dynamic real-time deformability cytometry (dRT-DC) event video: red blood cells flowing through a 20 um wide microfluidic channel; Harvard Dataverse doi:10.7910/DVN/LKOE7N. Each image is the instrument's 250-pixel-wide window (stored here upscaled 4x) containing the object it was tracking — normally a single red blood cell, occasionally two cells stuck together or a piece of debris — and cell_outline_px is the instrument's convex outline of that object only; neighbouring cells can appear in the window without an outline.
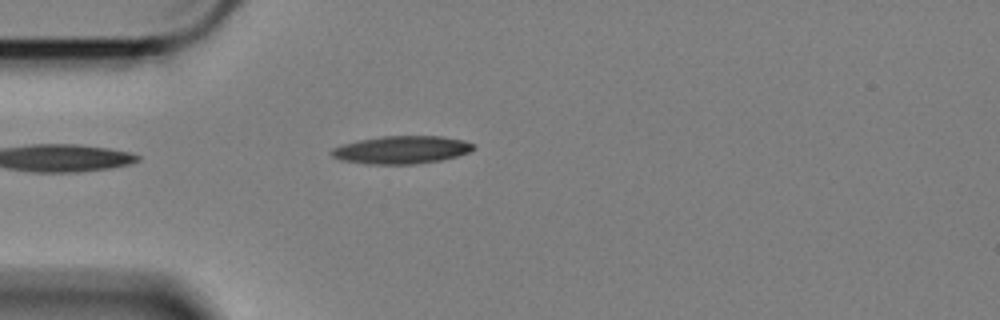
{"species": "Egyptian fruit bat (a non-hibernating species)", "species_latin": "Rousettus aegyptiacus", "temperature_condition": "cold", "stored_images_in_passage": 5, "camera_frame_rate_fps": 3000, "um_per_image_px": 0.085, "animal": {"sex": "female"}, "frame": {"image": 1, "passage_image": 1, "time_ms": 0.0, "image_size_px": [1000, 320], "cell_outline_px": [[476, 148], [468, 152], [456, 156], [440, 160], [412, 164], [364, 164], [340, 160], [332, 156], [328, 152], [332, 148], [340, 144], [360, 140], [384, 136], [440, 136], [464, 140], [472, 144]], "centroid_in_image_um": [34.07, 12.73], "position_along_channel_um": 50.9, "area_um2": 23.0}}